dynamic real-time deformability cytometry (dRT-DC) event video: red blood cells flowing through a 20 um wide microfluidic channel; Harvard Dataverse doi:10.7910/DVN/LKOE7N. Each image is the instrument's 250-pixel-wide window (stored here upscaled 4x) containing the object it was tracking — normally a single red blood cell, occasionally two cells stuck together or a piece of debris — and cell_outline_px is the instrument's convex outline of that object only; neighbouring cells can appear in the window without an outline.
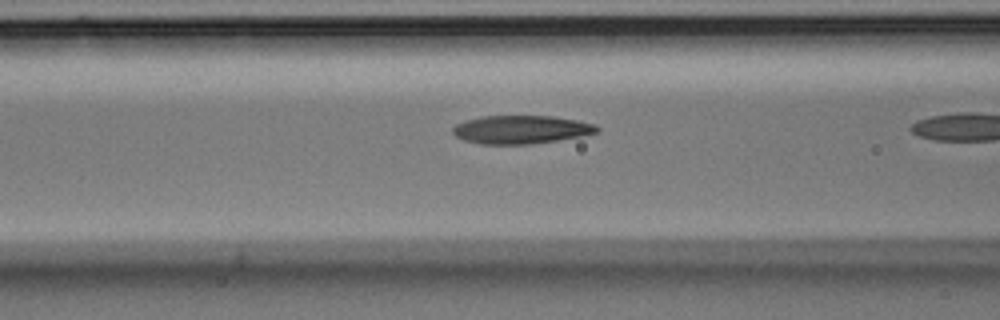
{"species": "Egyptian fruit bat (a non-hibernating species)", "species_latin": "Rousettus aegyptiacus", "temperature_condition": "room temperature", "stored_images_in_passage": 21, "camera_frame_rate_fps": 3000, "um_per_image_px": 0.085, "animal": {"sex": "male"}, "frame": {"image": 1, "passage_image": 19, "time_ms": 6.0, "image_size_px": [1000, 320], "cell_outline_px": [[600, 128], [596, 132], [580, 136], [532, 144], [480, 144], [464, 140], [456, 136], [452, 132], [452, 128], [456, 124], [464, 120], [480, 116], [552, 116], [576, 120], [592, 124]], "centroid_in_image_um": [44.22, 11.01], "position_along_channel_um": 122.4, "area_um2": 23.64}}